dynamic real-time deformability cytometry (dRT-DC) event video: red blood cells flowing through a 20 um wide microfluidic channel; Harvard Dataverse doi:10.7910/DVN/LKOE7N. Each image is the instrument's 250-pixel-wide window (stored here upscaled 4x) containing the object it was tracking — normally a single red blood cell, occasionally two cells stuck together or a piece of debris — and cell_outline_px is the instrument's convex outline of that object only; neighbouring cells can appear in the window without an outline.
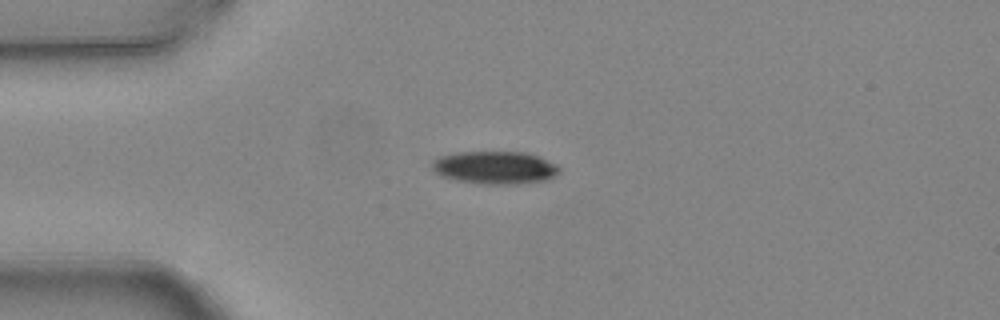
{"species": "common noctule bat (a hibernating species)", "species_latin": "Nyctalus noctula", "temperature_condition": "warm", "stored_images_in_passage": 3, "camera_frame_rate_fps": 3000, "um_per_image_px": 0.085, "animal": {"sex": "female", "body_mass_g": 24.6, "forearm_length_mm": 56.2}, "frame": {"image": 1, "passage_image": 1, "time_ms": 0.0, "image_size_px": [1000, 320], "cell_outline_px": [[560, 172], [548, 180], [520, 184], [480, 184], [456, 180], [440, 176], [432, 168], [432, 160], [440, 156], [456, 152], [524, 152], [540, 156], [556, 164], [560, 168]], "centroid_in_image_um": [42.08, 14.25], "position_along_channel_um": 42.9, "area_um2": 24.62}}
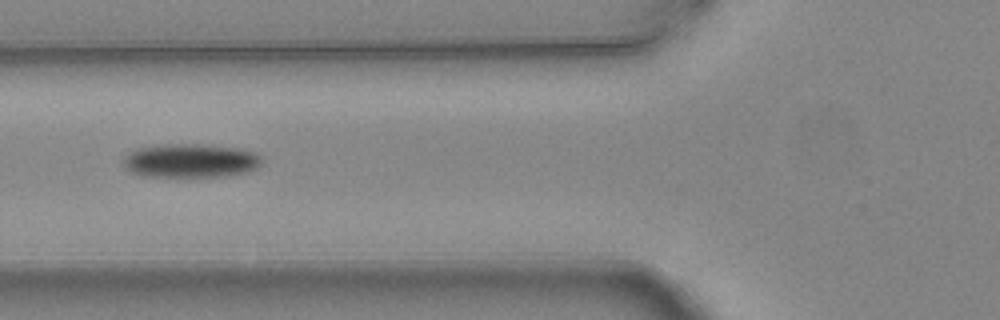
{"frame": {"image": 2, "passage_image": 3, "time_ms": 0.667, "image_size_px": [1000, 320], "cell_outline_px": [[260, 164], [256, 168], [248, 172], [224, 176], [144, 176], [132, 172], [124, 164], [124, 156], [136, 148], [168, 144], [208, 144], [240, 148], [256, 152], [260, 156]], "centroid_in_image_um": [16.23, 13.64], "position_along_channel_um": 109.6, "area_um2": 27.22}}